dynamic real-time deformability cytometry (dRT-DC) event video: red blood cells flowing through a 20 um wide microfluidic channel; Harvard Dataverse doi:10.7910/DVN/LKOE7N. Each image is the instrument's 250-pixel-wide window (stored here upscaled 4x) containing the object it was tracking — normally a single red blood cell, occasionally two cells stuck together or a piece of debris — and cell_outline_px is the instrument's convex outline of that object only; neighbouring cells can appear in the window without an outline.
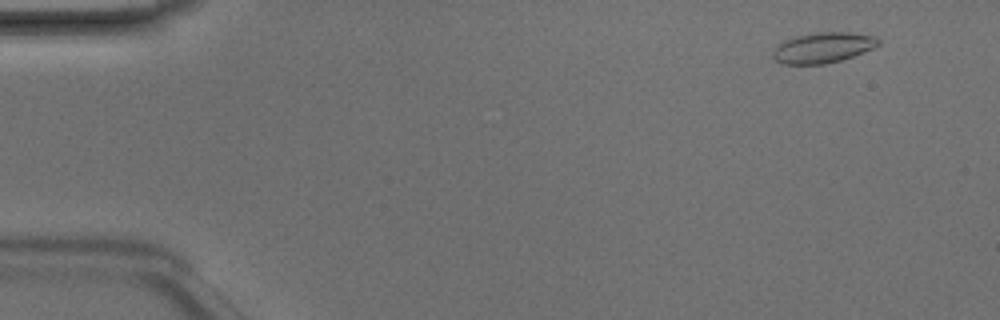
{"species": "Egyptian fruit bat (a non-hibernating species)", "species_latin": "Rousettus aegyptiacus", "temperature_condition": "room temperature", "stored_images_in_passage": 48, "camera_frame_rate_fps": 3000, "um_per_image_px": 0.085, "animal": {"sex": "male"}, "frame": {"image": 1, "passage_image": 4, "time_ms": 1.0, "image_size_px": [1000, 320], "cell_outline_px": [[880, 44], [872, 48], [852, 56], [840, 60], [824, 64], [784, 64], [776, 60], [772, 56], [772, 52], [776, 44], [784, 40], [796, 36], [816, 32], [848, 32], [876, 36], [880, 40]], "centroid_in_image_um": [69.92, 4.04], "position_along_channel_um": 15.1, "area_um2": 18.73}}
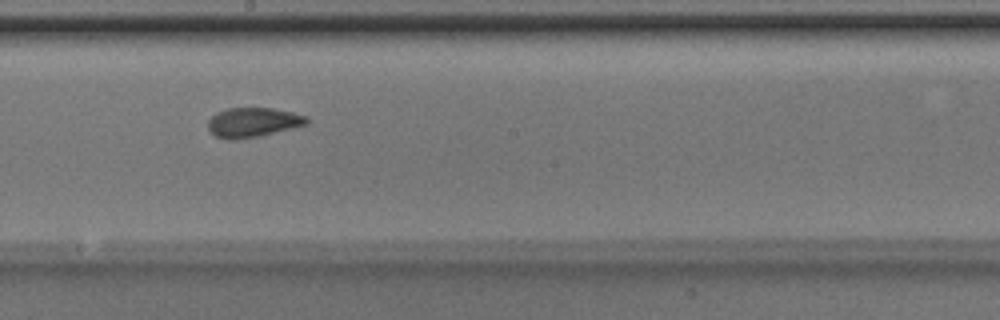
{"frame": {"image": 2, "passage_image": 27, "time_ms": 8.667, "image_size_px": [1000, 320], "cell_outline_px": [[308, 124], [292, 128], [256, 136], [236, 140], [228, 140], [216, 136], [208, 128], [208, 120], [216, 112], [228, 108], [272, 108], [292, 112], [308, 116]], "centroid_in_image_um": [21.49, 10.39], "position_along_channel_um": 226.7, "area_um2": 16.88}}
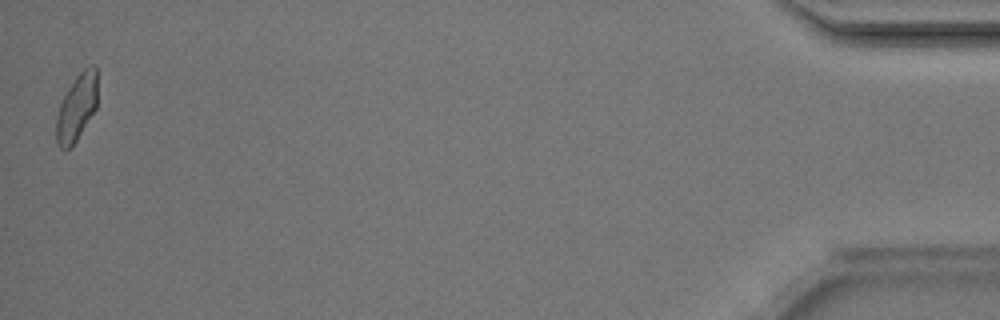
{"frame": {"image": 3, "passage_image": 48, "time_ms": 15.667, "image_size_px": [1000, 320], "cell_outline_px": [[96, 108], [72, 148], [64, 152], [56, 144], [56, 116], [60, 104], [68, 88], [76, 76], [84, 68], [92, 64], [96, 64]], "centroid_in_image_um": [6.49, 9.19], "position_along_channel_um": 428.7, "area_um2": 16.13}, "authors_computed_cell_mechanics": {"area_um2": 16.5886, "velocity_mm_per_s": 4.2046, "shape_relaxation_time_tau1_ms": 4.7284, "shape_relaxation_time_tau2_ms": 2.1001, "deformation_change_tau1": 0.1524, "deformation_change_tau2": 0.0559}}